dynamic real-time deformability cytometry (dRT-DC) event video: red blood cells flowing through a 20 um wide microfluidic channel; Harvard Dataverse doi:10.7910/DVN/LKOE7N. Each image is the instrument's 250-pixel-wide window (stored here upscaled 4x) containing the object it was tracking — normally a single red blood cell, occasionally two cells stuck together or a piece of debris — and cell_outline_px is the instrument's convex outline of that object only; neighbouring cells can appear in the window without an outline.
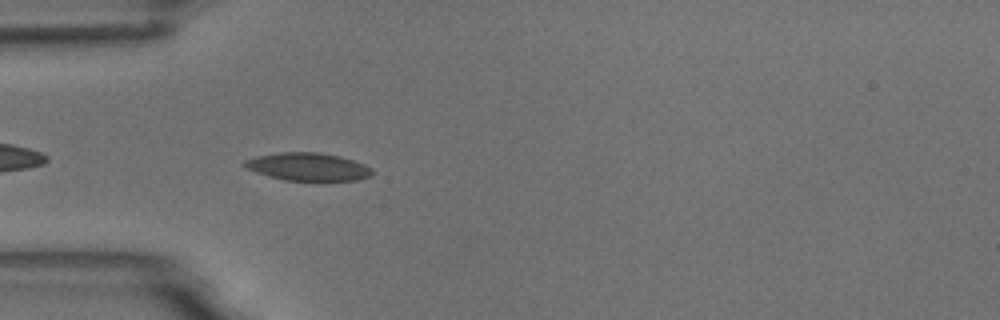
{"species": "common noctule bat (a hibernating species)", "species_latin": "Nyctalus noctula", "temperature_condition": "room temperature", "stored_images_in_passage": 4, "camera_frame_rate_fps": 3000, "um_per_image_px": 0.085, "animal": {"sex": "male", "body_mass_g": 18.8}, "frame": {"image": 1, "passage_image": 4, "time_ms": 3.667, "image_size_px": [1000, 320], "cell_outline_px": [[372, 176], [356, 180], [284, 180], [268, 176], [244, 168], [240, 164], [244, 160], [256, 156], [280, 152], [320, 152], [340, 156], [364, 164], [372, 168]], "centroid_in_image_um": [26.13, 14.16], "position_along_channel_um": 58.9, "area_um2": 20.81}}